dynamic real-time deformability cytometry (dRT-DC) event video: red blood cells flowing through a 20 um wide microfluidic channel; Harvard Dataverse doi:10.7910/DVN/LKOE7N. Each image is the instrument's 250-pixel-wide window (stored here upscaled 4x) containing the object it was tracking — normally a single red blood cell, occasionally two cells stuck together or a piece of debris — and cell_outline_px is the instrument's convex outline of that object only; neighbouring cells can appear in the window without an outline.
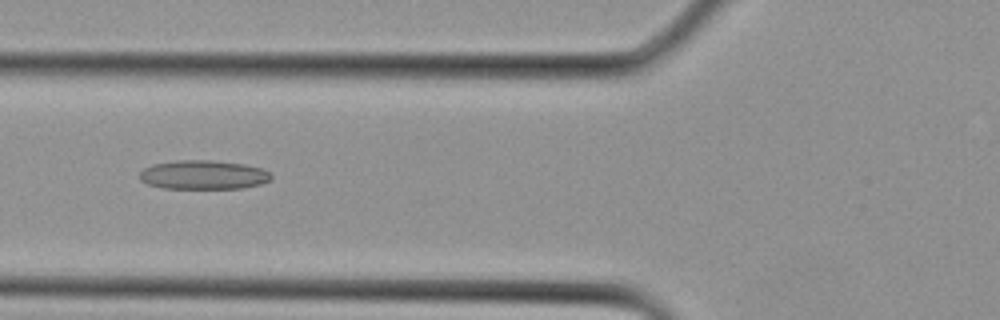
{"species": "Egyptian fruit bat (a non-hibernating species)", "species_latin": "Rousettus aegyptiacus", "temperature_condition": "cold", "stored_images_in_passage": 11, "camera_frame_rate_fps": 3000, "um_per_image_px": 0.085, "animal": {"sex": "female"}, "frame": {"image": 1, "passage_image": 6, "time_ms": 1.667, "image_size_px": [1000, 320], "cell_outline_px": [[272, 180], [260, 184], [240, 188], [164, 188], [148, 184], [140, 180], [140, 172], [144, 168], [152, 164], [176, 160], [212, 160], [244, 164], [260, 168], [268, 172], [272, 176]], "centroid_in_image_um": [17.27, 14.85], "position_along_channel_um": 108.5, "area_um2": 22.2}}
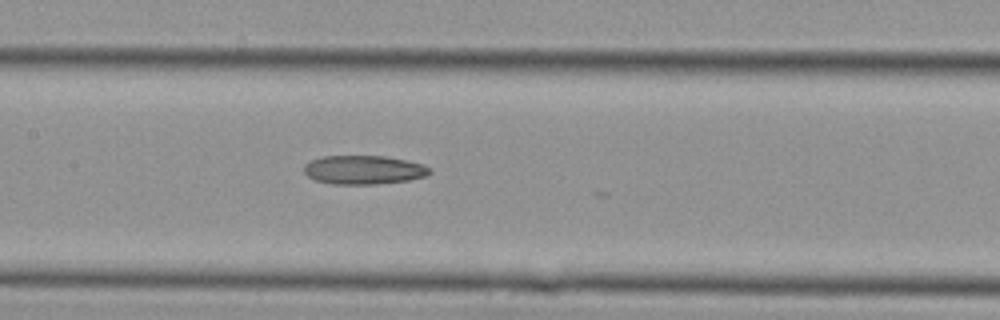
{"frame": {"image": 2, "passage_image": 9, "time_ms": 2.667, "image_size_px": [1000, 320], "cell_outline_px": [[432, 172], [424, 176], [408, 180], [372, 184], [332, 184], [316, 180], [308, 176], [304, 172], [304, 164], [312, 160], [324, 156], [384, 156], [424, 164]], "centroid_in_image_um": [30.89, 14.43], "position_along_channel_um": 176.5, "area_um2": 20.87}}